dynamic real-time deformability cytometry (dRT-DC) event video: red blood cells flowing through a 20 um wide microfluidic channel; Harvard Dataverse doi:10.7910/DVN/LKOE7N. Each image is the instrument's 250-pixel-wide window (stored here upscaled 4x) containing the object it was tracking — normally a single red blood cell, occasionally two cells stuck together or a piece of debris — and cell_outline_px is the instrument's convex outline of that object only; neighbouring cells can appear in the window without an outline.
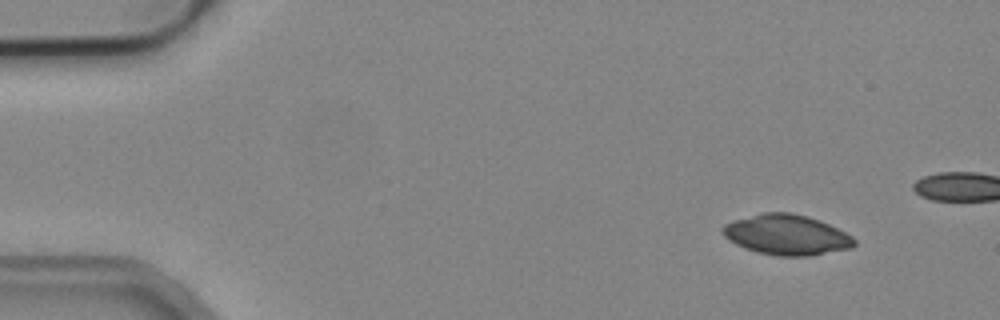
{"species": "common noctule bat (a hibernating species)", "species_latin": "Nyctalus noctula", "temperature_condition": "cold", "stored_images_in_passage": 4, "camera_frame_rate_fps": 3000, "um_per_image_px": 0.085, "animal": {"sex": "male", "body_mass_g": 19.2, "forearm_length_mm": 51.8}, "frame": {"image": 1, "passage_image": 1, "time_ms": 0.0, "image_size_px": [1000, 320], "cell_outline_px": [[856, 244], [852, 248], [812, 256], [776, 256], [756, 252], [744, 248], [728, 240], [720, 232], [720, 228], [724, 224], [732, 220], [764, 212], [792, 212], [808, 216], [820, 220], [852, 236], [856, 240]], "centroid_in_image_um": [66.84, 19.96], "position_along_channel_um": 18.2, "area_um2": 31.33}}